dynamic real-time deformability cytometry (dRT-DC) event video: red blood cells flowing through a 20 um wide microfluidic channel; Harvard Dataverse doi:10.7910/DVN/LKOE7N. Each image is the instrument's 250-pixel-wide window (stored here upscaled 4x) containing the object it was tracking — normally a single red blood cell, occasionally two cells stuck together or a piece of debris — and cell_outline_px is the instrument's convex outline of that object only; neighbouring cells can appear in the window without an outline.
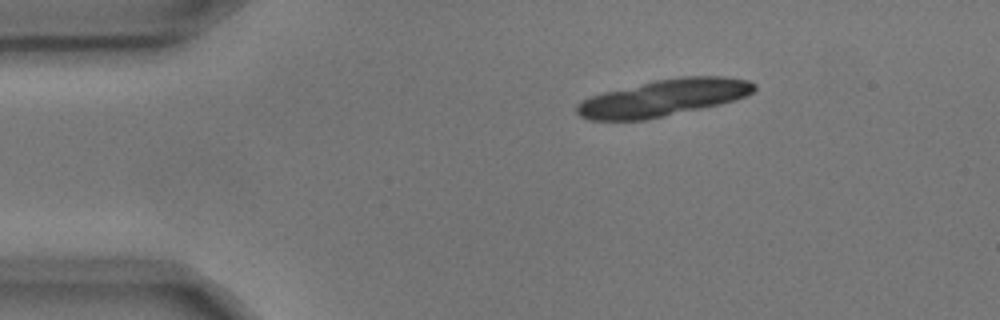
{"species": "common noctule bat (a hibernating species)", "species_latin": "Nyctalus noctula", "temperature_condition": "cold", "stored_images_in_passage": 7, "segment_of_instrument_passage": [1, 2], "camera_frame_rate_fps": 3000, "um_per_image_px": 0.085, "animal": {"sex": "male", "body_mass_g": 17.9, "forearm_length_mm": 54.2}, "frame": {"image": 1, "passage_image": 1, "time_ms": 0.0, "image_size_px": [1000, 320], "cell_outline_px": [[756, 88], [752, 92], [744, 96], [720, 104], [644, 120], [588, 120], [580, 116], [576, 112], [576, 104], [592, 96], [604, 92], [656, 80], [684, 76], [724, 76], [748, 80], [756, 84]], "centroid_in_image_um": [56.39, 8.31], "position_along_channel_um": 28.6, "area_um2": 37.51}}